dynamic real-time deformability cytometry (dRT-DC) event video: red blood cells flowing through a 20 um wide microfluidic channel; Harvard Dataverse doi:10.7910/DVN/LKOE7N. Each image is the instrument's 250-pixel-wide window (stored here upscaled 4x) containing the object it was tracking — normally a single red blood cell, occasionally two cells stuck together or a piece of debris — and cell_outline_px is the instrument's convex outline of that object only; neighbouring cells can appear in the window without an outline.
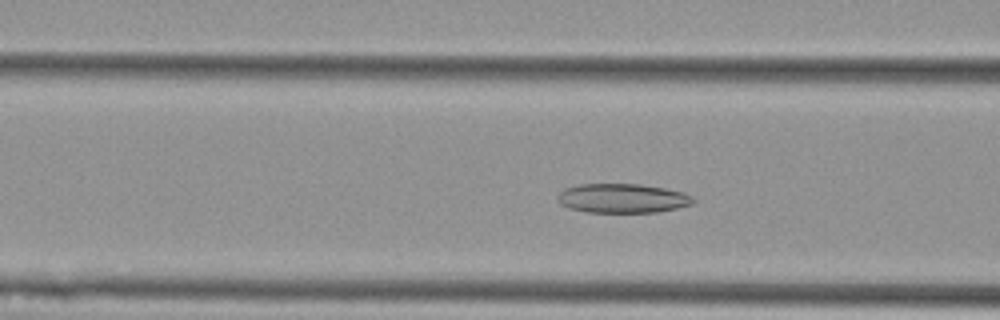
{"species": "Egyptian fruit bat (a non-hibernating species)", "species_latin": "Rousettus aegyptiacus", "temperature_condition": "cold", "stored_images_in_passage": 50, "camera_frame_rate_fps": 3000, "um_per_image_px": 0.085, "animal": {"sex": "female"}, "frame": {"image": 1, "passage_image": 16, "time_ms": 5.0, "image_size_px": [1000, 320], "cell_outline_px": [[696, 200], [692, 204], [676, 208], [656, 212], [588, 212], [572, 208], [560, 204], [556, 196], [564, 188], [580, 184], [640, 184], [664, 188], [684, 192], [692, 196]], "centroid_in_image_um": [52.92, 16.85], "position_along_channel_um": 113.7, "area_um2": 23.06}}
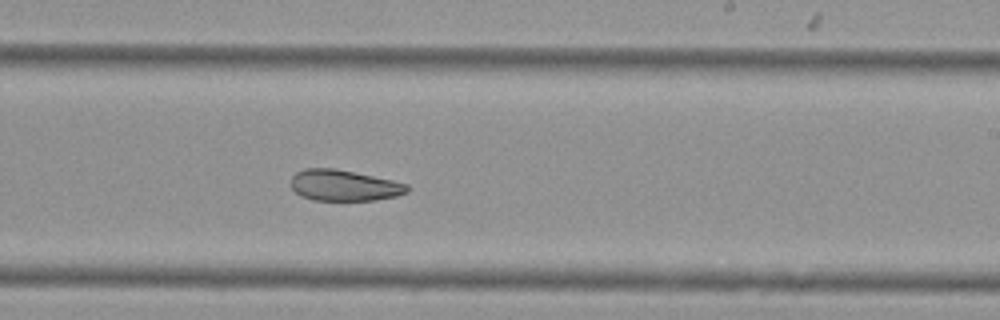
{"frame": {"image": 2, "passage_image": 28, "time_ms": 9.0, "image_size_px": [1000, 320], "cell_outline_px": [[408, 192], [396, 196], [376, 200], [312, 200], [300, 196], [292, 188], [292, 176], [296, 172], [304, 168], [332, 168], [392, 180], [408, 184]], "centroid_in_image_um": [29.23, 15.77], "position_along_channel_um": 259.8, "area_um2": 20.87}}
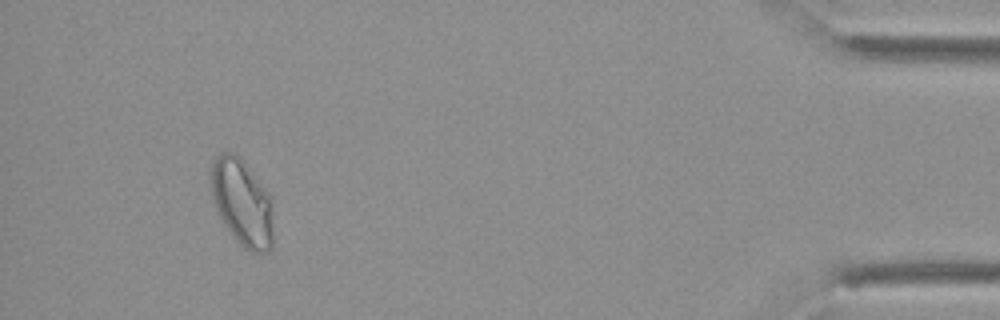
{"frame": {"image": 3, "passage_image": 46, "time_ms": 15.0, "image_size_px": [1000, 320], "cell_outline_px": [[272, 248], [268, 252], [252, 252], [244, 248], [236, 240], [224, 224], [216, 208], [212, 196], [208, 180], [208, 172], [216, 156], [220, 152], [232, 152], [244, 164], [268, 192], [272, 208]], "centroid_in_image_um": [20.54, 17.23], "position_along_channel_um": 414.7, "area_um2": 31.33}, "authors_computed_cell_mechanics": {"area_um2": 25.8655, "velocity_mm_per_s": 3.6708, "shape_relaxation_time_tau1_ms": null, "shape_relaxation_time_tau2_ms": 4.2249, "deformation_change_tau1": null, "deformation_change_tau2": 0.0918}}